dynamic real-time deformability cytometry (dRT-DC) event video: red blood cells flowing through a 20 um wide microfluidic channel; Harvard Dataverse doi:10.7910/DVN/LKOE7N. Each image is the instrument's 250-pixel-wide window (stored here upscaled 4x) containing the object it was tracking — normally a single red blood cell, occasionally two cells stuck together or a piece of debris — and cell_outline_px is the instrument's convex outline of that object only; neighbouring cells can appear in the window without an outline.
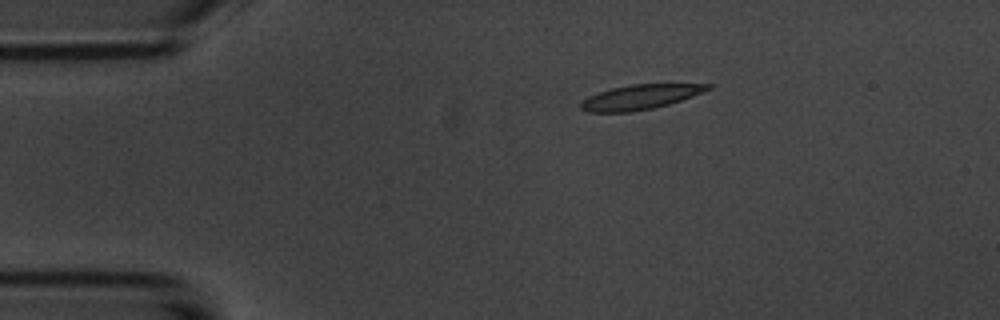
{"species": "common noctule bat (a hibernating species)", "species_latin": "Nyctalus noctula", "temperature_condition": "room temperature", "stored_images_in_passage": 9, "camera_frame_rate_fps": 3000, "um_per_image_px": 0.085, "animal": {"sex": "male", "body_mass_g": 20.1, "forearm_length_mm": 53.5}, "frame": {"image": 1, "passage_image": 3, "time_ms": 2.333, "image_size_px": [1000, 320], "cell_outline_px": [[712, 88], [692, 96], [668, 104], [652, 108], [632, 112], [588, 112], [580, 108], [580, 104], [588, 96], [612, 88], [632, 84], [712, 84]], "centroid_in_image_um": [54.4, 8.25], "position_along_channel_um": 30.6, "area_um2": 18.03}}
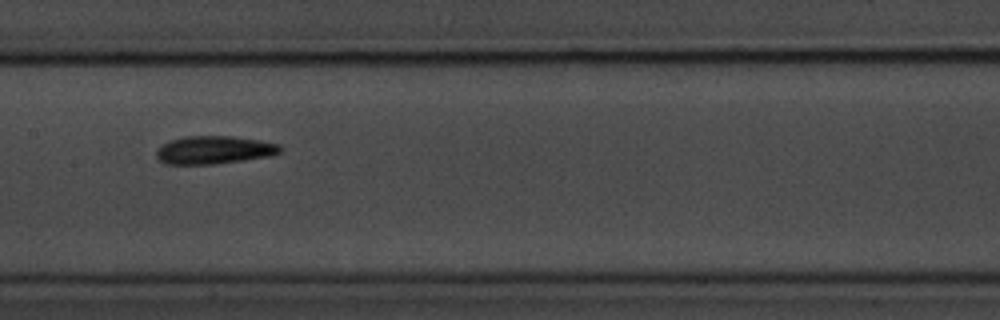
{"frame": {"image": 2, "passage_image": 8, "time_ms": 8.0, "image_size_px": [1000, 320], "cell_outline_px": [[284, 148], [280, 152], [272, 156], [216, 164], [164, 164], [156, 156], [156, 152], [168, 140], [184, 136], [232, 136], [260, 140], [280, 144]], "centroid_in_image_um": [18.24, 12.74], "position_along_channel_um": 189.2, "area_um2": 20.4}}
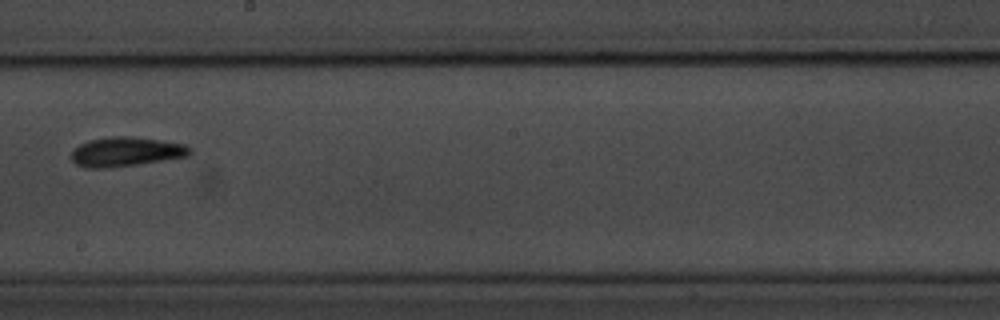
{"frame": {"image": 3, "passage_image": 9, "time_ms": 9.333, "image_size_px": [1000, 320], "cell_outline_px": [[192, 152], [188, 156], [164, 160], [136, 164], [104, 168], [84, 168], [76, 164], [72, 160], [72, 152], [80, 144], [88, 140], [112, 136], [132, 136], [160, 140], [184, 144], [192, 148]], "centroid_in_image_um": [10.71, 12.89], "position_along_channel_um": 237.5, "area_um2": 20.23}}